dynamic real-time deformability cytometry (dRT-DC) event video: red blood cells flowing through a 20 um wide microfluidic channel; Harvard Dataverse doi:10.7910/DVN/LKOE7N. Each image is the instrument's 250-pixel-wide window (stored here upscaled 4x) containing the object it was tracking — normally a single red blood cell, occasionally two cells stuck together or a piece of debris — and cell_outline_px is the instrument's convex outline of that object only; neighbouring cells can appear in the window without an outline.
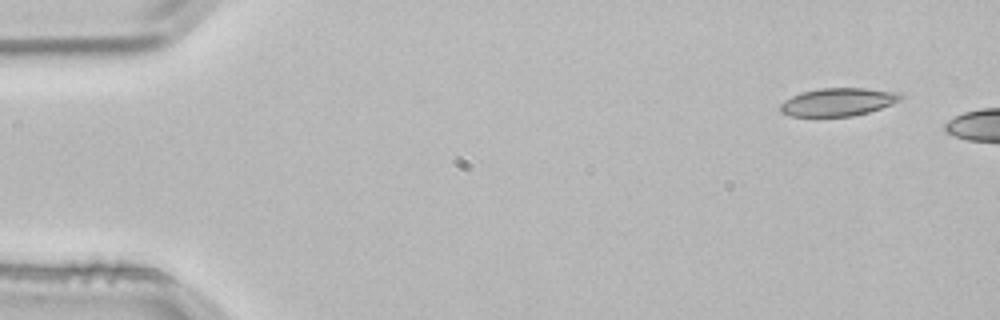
{"species": "common noctule bat (a hibernating species)", "species_latin": "Nyctalus noctula", "temperature_condition": "room temperature", "stored_images_in_passage": 3, "camera_frame_rate_fps": 3000, "um_per_image_px": 0.085, "animal": {"sex": "male", "body_mass_g": 21.5, "forearm_length_mm": 52.0}, "frame": {"image": 1, "passage_image": 1, "time_ms": 0.0, "image_size_px": [1000, 320], "cell_outline_px": [[904, 96], [900, 100], [892, 104], [868, 112], [852, 116], [788, 116], [780, 112], [780, 104], [784, 100], [800, 92], [820, 88], [864, 88], [900, 92]], "centroid_in_image_um": [71.22, 8.66], "position_along_channel_um": 13.8, "area_um2": 19.71}}